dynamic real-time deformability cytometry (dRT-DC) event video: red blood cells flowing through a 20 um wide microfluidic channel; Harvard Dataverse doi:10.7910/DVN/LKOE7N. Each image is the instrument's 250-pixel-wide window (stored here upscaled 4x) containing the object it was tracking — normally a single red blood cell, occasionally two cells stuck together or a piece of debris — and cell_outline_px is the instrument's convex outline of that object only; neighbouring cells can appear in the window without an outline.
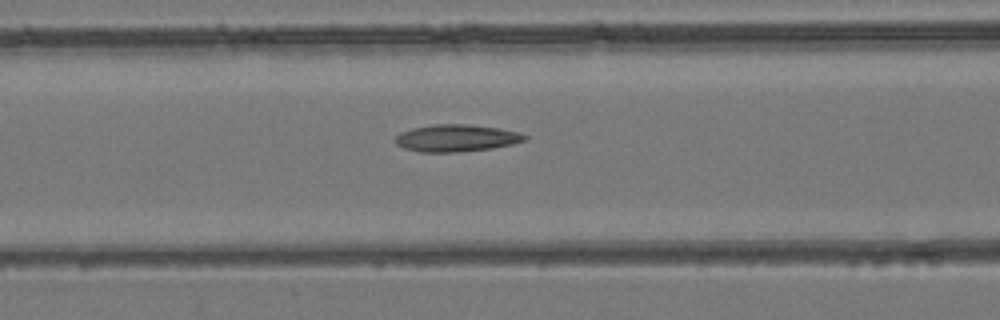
{"species": "common noctule bat (a hibernating species)", "species_latin": "Nyctalus noctula", "temperature_condition": "room temperature", "stored_images_in_passage": 44, "camera_frame_rate_fps": 3000, "um_per_image_px": 0.085, "animal": {"sex": "female", "body_mass_g": 24.6, "forearm_length_mm": 56.2}, "frame": {"image": 1, "passage_image": 15, "time_ms": 4.667, "image_size_px": [1000, 320], "cell_outline_px": [[528, 136], [524, 140], [512, 144], [492, 148], [456, 152], [420, 152], [404, 148], [396, 144], [396, 136], [400, 132], [412, 128], [432, 124], [468, 124], [500, 128], [520, 132]], "centroid_in_image_um": [38.79, 11.73], "position_along_channel_um": 127.8, "area_um2": 20.46}}
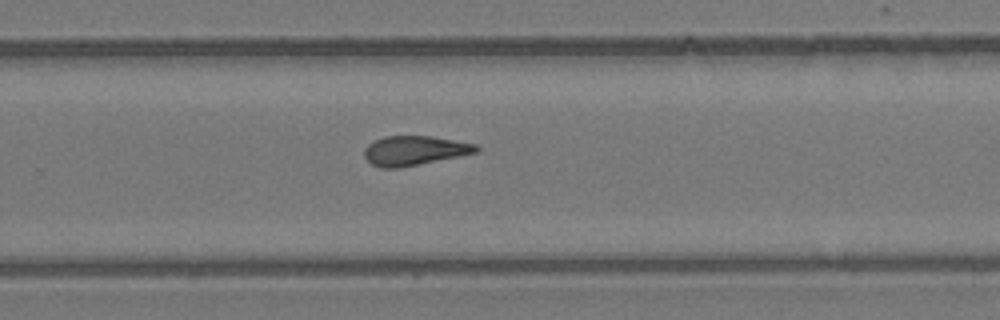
{"frame": {"image": 2, "passage_image": 27, "time_ms": 8.667, "image_size_px": [1000, 320], "cell_outline_px": [[480, 148], [476, 152], [400, 168], [380, 168], [372, 164], [364, 156], [364, 148], [368, 144], [384, 136], [432, 136], [476, 144]], "centroid_in_image_um": [35.19, 12.79], "position_along_channel_um": 294.6, "area_um2": 19.02}}
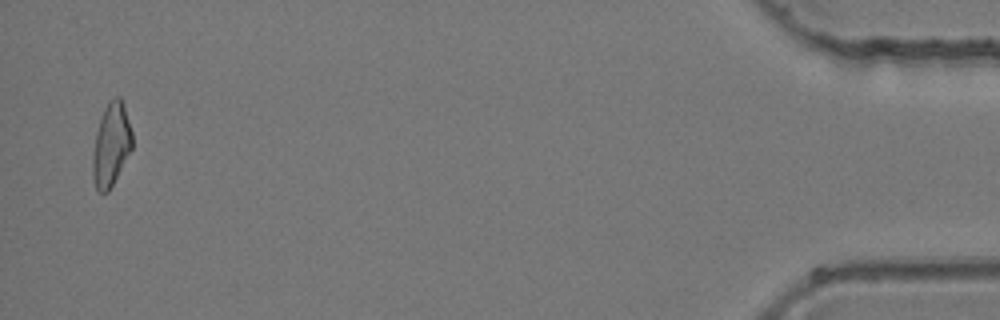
{"frame": {"image": 3, "passage_image": 43, "time_ms": 14.0, "image_size_px": [1000, 320], "cell_outline_px": [[132, 148], [108, 192], [100, 192], [96, 188], [92, 176], [92, 156], [96, 132], [104, 108], [108, 100], [116, 96], [120, 96], [124, 104], [132, 132]], "centroid_in_image_um": [9.44, 12.26], "position_along_channel_um": 425.8, "area_um2": 19.07}}